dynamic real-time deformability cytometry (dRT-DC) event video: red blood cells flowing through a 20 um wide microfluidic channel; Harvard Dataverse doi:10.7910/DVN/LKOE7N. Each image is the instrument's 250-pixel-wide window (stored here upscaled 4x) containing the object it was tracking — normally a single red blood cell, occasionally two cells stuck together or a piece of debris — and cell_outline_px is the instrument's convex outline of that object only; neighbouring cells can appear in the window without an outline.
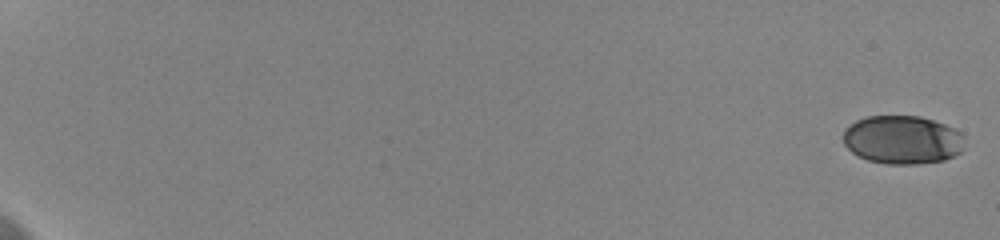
{"species": "human", "species_latin": "Homo sapiens", "temperature_condition": "cold", "stored_images_in_passage": 43, "camera_frame_rate_fps": 3000, "um_per_image_px": 0.085, "donor": {"sex": "female"}, "frame": {"image": 1, "passage_image": 1, "time_ms": 0.0, "image_size_px": [1000, 240], "cell_outline_px": [[960, 152], [944, 160], [916, 164], [884, 164], [868, 160], [852, 152], [844, 144], [844, 132], [856, 120], [868, 116], [920, 116], [944, 124], [960, 132]], "centroid_in_image_um": [76.66, 11.88], "position_along_channel_um": 8.3, "area_um2": 33.7}}
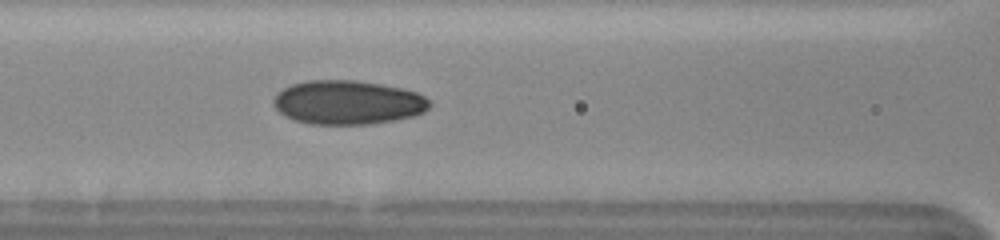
{"frame": {"image": 2, "passage_image": 20, "time_ms": 6.333, "image_size_px": [1000, 240], "cell_outline_px": [[432, 104], [424, 112], [416, 116], [372, 124], [312, 124], [296, 120], [284, 116], [272, 104], [272, 100], [284, 88], [292, 84], [308, 80], [352, 80], [400, 88], [416, 92], [424, 96]], "centroid_in_image_um": [29.57, 8.72], "position_along_channel_um": 137.0, "area_um2": 39.82}}
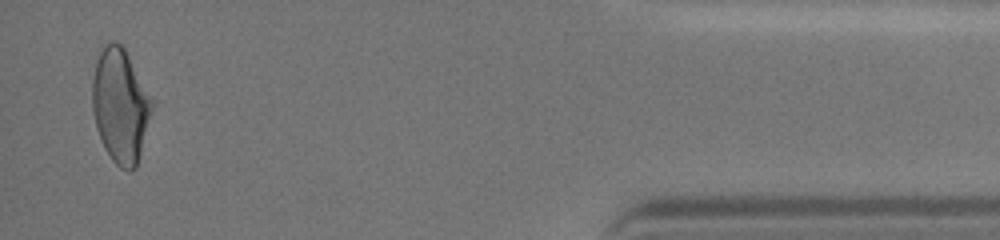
{"frame": {"image": 3, "passage_image": 42, "time_ms": 13.667, "image_size_px": [1000, 240], "cell_outline_px": [[156, 104], [136, 168], [132, 172], [128, 172], [120, 168], [112, 160], [104, 148], [96, 128], [92, 108], [92, 80], [100, 44], [120, 44], [124, 48]], "centroid_in_image_um": [10.25, 9.02], "position_along_channel_um": 424.9, "area_um2": 40.29}, "authors_computed_cell_mechanics": {"area_um2": 37.6856, "velocity_mm_per_s": 3.6995, "shape_relaxation_time_tau1_ms": 5.8438, "shape_relaxation_time_tau2_ms": 2.0743, "deformation_change_tau1": 0.2014, "deformation_change_tau2": 0.0734}}